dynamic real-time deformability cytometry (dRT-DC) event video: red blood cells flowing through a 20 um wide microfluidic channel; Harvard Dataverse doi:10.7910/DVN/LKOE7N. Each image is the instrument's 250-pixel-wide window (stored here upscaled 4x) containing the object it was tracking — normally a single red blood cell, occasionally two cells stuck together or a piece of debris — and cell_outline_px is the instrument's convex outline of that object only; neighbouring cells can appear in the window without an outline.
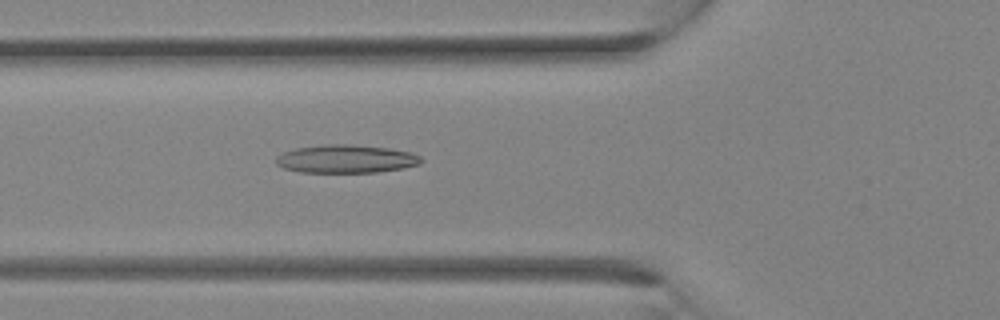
{"species": "Egyptian fruit bat (a non-hibernating species)", "species_latin": "Rousettus aegyptiacus", "temperature_condition": "room temperature", "stored_images_in_passage": 14, "camera_frame_rate_fps": 3000, "um_per_image_px": 0.085, "animal": {"sex": "female"}, "frame": {"image": 1, "passage_image": 12, "time_ms": 3.667, "image_size_px": [1000, 320], "cell_outline_px": [[424, 160], [420, 164], [400, 168], [376, 172], [300, 172], [284, 168], [276, 164], [276, 156], [284, 152], [296, 148], [324, 144], [348, 144], [388, 148], [412, 152], [420, 156]], "centroid_in_image_um": [29.41, 13.5], "position_along_channel_um": 96.4, "area_um2": 23.76}}
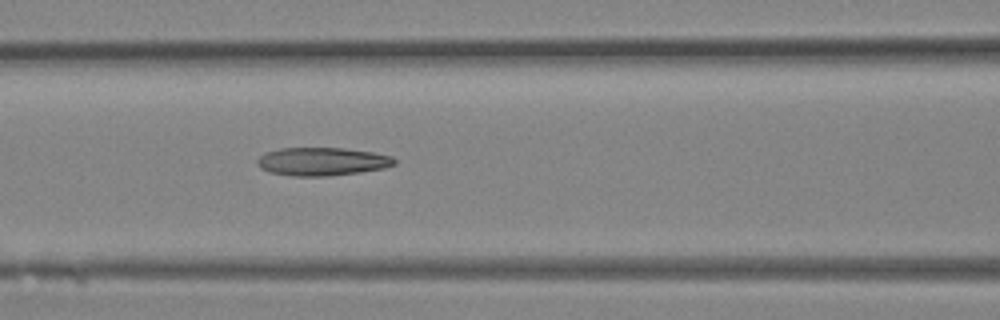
{"frame": {"image": 2, "passage_image": 14, "time_ms": 4.333, "image_size_px": [1000, 320], "cell_outline_px": [[396, 164], [384, 168], [360, 172], [328, 176], [292, 176], [268, 172], [260, 168], [256, 164], [256, 160], [264, 152], [280, 148], [344, 148], [372, 152], [392, 156], [396, 160]], "centroid_in_image_um": [27.35, 13.73], "position_along_channel_um": 139.3, "area_um2": 22.72}}